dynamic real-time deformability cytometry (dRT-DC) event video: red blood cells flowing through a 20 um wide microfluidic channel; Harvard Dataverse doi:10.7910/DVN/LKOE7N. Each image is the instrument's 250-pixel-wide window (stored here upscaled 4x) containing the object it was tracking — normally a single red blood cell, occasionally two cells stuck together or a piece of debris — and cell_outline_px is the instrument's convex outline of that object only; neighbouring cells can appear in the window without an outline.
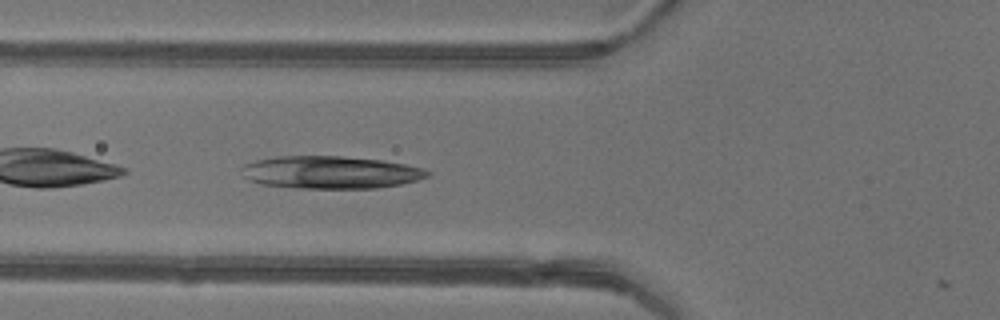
{"species": "common noctule bat (a hibernating species)", "species_latin": "Nyctalus noctula", "temperature_condition": "warm", "stored_images_in_passage": 18, "camera_frame_rate_fps": 3000, "um_per_image_px": 0.085, "animal": {"sex": "female"}, "frame": {"image": 1, "passage_image": 17, "time_ms": 5.333, "image_size_px": [1000, 320], "cell_outline_px": [[432, 172], [428, 176], [416, 180], [400, 184], [376, 188], [300, 188], [260, 184], [244, 176], [244, 164], [256, 160], [276, 156], [340, 156], [384, 160], [424, 168]], "centroid_in_image_um": [28.14, 14.64], "position_along_channel_um": 97.7, "area_um2": 35.08}}